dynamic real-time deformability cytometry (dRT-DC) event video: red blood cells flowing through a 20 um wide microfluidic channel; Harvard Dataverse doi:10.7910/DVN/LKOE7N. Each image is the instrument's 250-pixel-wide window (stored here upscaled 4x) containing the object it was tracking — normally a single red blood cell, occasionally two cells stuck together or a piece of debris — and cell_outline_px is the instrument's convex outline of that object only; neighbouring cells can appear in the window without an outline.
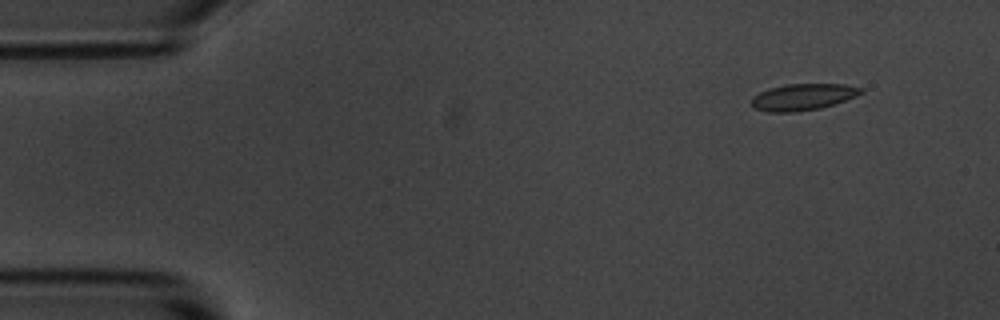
{"species": "common noctule bat (a hibernating species)", "species_latin": "Nyctalus noctula", "temperature_condition": "room temperature", "stored_images_in_passage": 5, "camera_frame_rate_fps": 3000, "um_per_image_px": 0.085, "animal": {"sex": "male", "body_mass_g": 20.1, "forearm_length_mm": 53.5}, "frame": {"image": 1, "passage_image": 2, "time_ms": 1.333, "image_size_px": [1000, 320], "cell_outline_px": [[864, 92], [856, 96], [820, 108], [796, 112], [768, 112], [752, 108], [752, 96], [760, 92], [784, 84], [844, 84], [864, 88]], "centroid_in_image_um": [68.24, 8.24], "position_along_channel_um": 16.8, "area_um2": 16.88}}
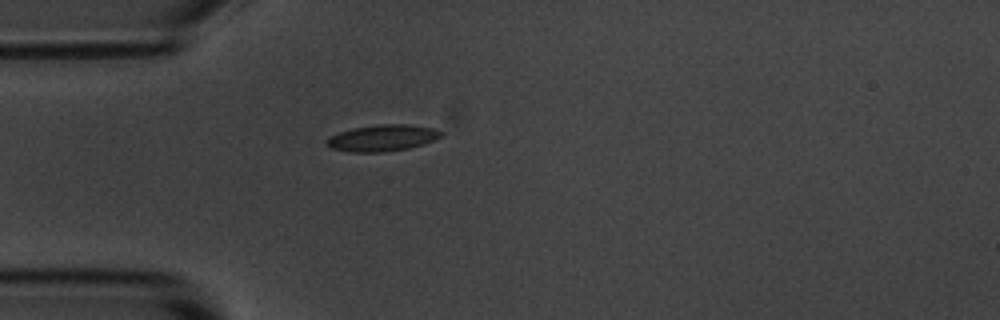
{"frame": {"image": 2, "passage_image": 5, "time_ms": 4.667, "image_size_px": [1000, 320], "cell_outline_px": [[444, 136], [424, 144], [408, 148], [384, 152], [352, 152], [332, 148], [328, 144], [328, 140], [332, 136], [340, 132], [352, 128], [380, 124], [404, 124], [432, 128], [444, 132]], "centroid_in_image_um": [32.58, 11.72], "position_along_channel_um": 52.4, "area_um2": 17.4}}